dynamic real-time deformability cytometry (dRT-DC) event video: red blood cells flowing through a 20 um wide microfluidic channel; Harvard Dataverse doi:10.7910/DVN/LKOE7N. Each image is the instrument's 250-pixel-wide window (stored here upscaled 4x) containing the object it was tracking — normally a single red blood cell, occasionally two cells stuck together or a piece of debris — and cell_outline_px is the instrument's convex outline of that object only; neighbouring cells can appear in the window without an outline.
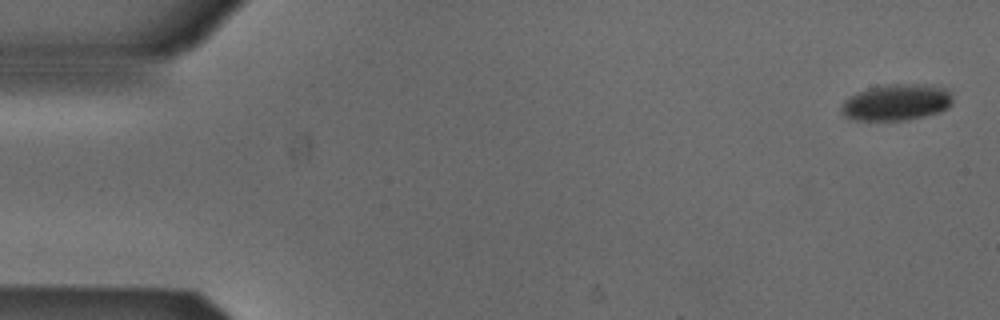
{"species": "Egyptian fruit bat (a non-hibernating species)", "species_latin": "Rousettus aegyptiacus", "temperature_condition": "cold", "stored_images_in_passage": 6, "camera_frame_rate_fps": 3000, "um_per_image_px": 0.085, "animal": {"sex": "male"}, "frame": {"image": 1, "passage_image": 1, "time_ms": 0.0, "image_size_px": [1000, 320], "cell_outline_px": [[952, 104], [948, 108], [940, 112], [924, 116], [904, 120], [856, 120], [844, 116], [840, 112], [840, 104], [848, 96], [856, 92], [868, 88], [888, 84], [932, 84], [948, 88], [952, 96]], "centroid_in_image_um": [76.2, 8.68], "position_along_channel_um": 8.8, "area_um2": 24.04}}
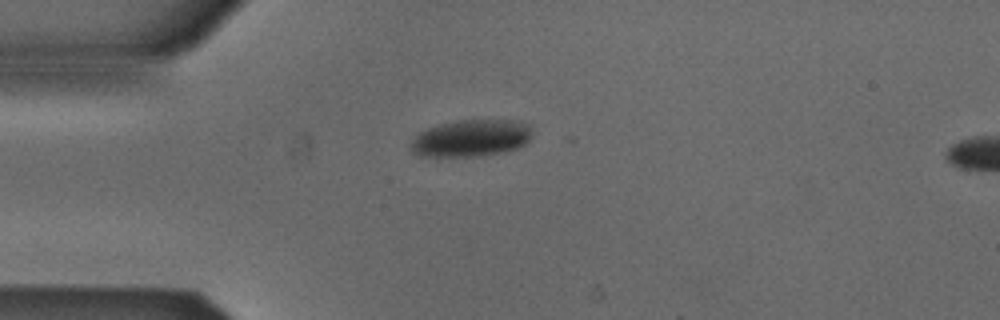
{"frame": {"image": 2, "passage_image": 4, "time_ms": 1.0, "image_size_px": [1000, 320], "cell_outline_px": [[528, 140], [524, 144], [516, 148], [500, 152], [472, 156], [420, 156], [412, 152], [408, 144], [420, 132], [428, 128], [440, 124], [460, 120], [516, 120], [528, 124]], "centroid_in_image_um": [39.96, 11.74], "position_along_channel_um": 45.0, "area_um2": 25.66}}